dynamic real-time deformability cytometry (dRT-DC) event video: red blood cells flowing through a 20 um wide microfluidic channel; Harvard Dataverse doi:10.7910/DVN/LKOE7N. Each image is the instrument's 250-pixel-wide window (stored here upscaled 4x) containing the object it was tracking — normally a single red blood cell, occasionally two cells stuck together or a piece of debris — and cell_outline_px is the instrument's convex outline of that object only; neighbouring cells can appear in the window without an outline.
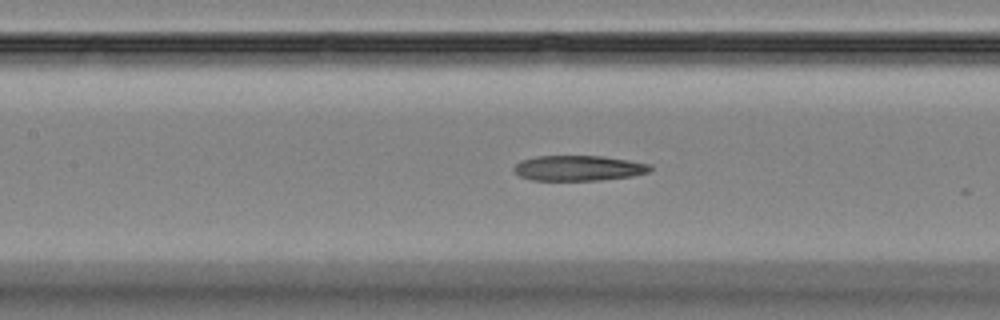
{"species": "Egyptian fruit bat (a non-hibernating species)", "species_latin": "Rousettus aegyptiacus", "temperature_condition": "room temperature", "stored_images_in_passage": 40, "camera_frame_rate_fps": 3000, "um_per_image_px": 0.085, "animal": {"sex": "female"}, "frame": {"image": 1, "passage_image": 24, "time_ms": 7.667, "image_size_px": [1000, 320], "cell_outline_px": [[652, 168], [648, 172], [632, 176], [600, 180], [532, 180], [520, 176], [512, 168], [520, 160], [536, 156], [604, 156], [628, 160], [648, 164]], "centroid_in_image_um": [49.15, 14.28], "position_along_channel_um": 158.3, "area_um2": 20.0}}
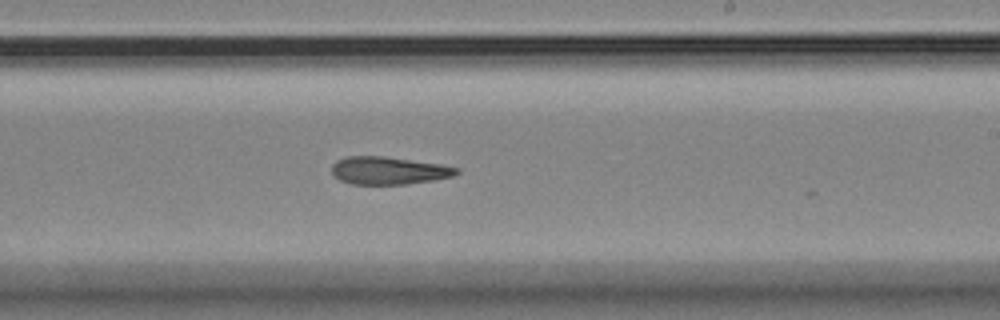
{"frame": {"image": 2, "passage_image": 32, "time_ms": 10.333, "image_size_px": [1000, 320], "cell_outline_px": [[460, 172], [452, 176], [432, 180], [408, 184], [352, 184], [340, 180], [332, 176], [332, 164], [336, 160], [348, 156], [384, 156], [440, 164], [460, 168]], "centroid_in_image_um": [33.01, 14.49], "position_along_channel_um": 256.0, "area_um2": 20.17}}
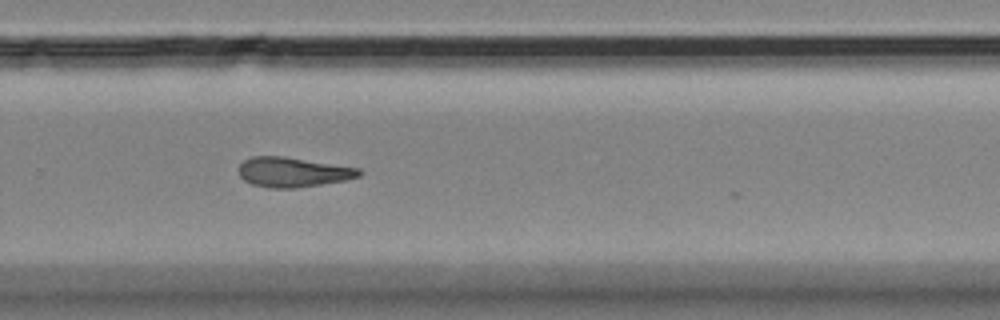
{"frame": {"image": 3, "passage_image": 36, "time_ms": 11.667, "image_size_px": [1000, 320], "cell_outline_px": [[364, 172], [360, 176], [344, 180], [296, 188], [268, 188], [252, 184], [244, 180], [240, 176], [240, 164], [244, 160], [252, 156], [284, 156], [360, 168]], "centroid_in_image_um": [24.91, 14.63], "position_along_channel_um": 304.9, "area_um2": 20.87}}